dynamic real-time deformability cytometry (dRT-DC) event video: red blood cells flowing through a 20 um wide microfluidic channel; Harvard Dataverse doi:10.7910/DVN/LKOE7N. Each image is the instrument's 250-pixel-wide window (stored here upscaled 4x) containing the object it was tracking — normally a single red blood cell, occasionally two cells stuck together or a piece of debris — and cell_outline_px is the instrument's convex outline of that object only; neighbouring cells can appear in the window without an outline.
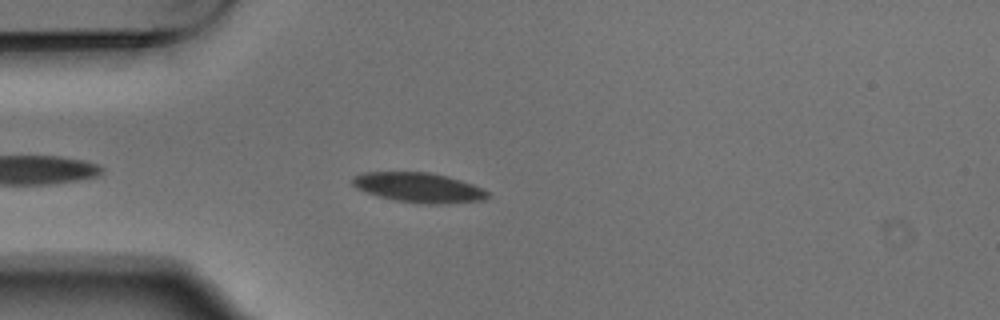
{"species": "Egyptian fruit bat (a non-hibernating species)", "species_latin": "Rousettus aegyptiacus", "temperature_condition": "warm", "stored_images_in_passage": 4, "camera_frame_rate_fps": 3000, "um_per_image_px": 0.085, "animal": {"sex": "male"}, "frame": {"image": 1, "passage_image": 3, "time_ms": 0.667, "image_size_px": [1000, 320], "cell_outline_px": [[492, 196], [484, 200], [436, 204], [428, 204], [396, 200], [380, 196], [356, 188], [352, 184], [352, 176], [364, 172], [428, 172], [448, 176], [484, 188]], "centroid_in_image_um": [35.62, 15.93], "position_along_channel_um": 49.4, "area_um2": 23.35}}